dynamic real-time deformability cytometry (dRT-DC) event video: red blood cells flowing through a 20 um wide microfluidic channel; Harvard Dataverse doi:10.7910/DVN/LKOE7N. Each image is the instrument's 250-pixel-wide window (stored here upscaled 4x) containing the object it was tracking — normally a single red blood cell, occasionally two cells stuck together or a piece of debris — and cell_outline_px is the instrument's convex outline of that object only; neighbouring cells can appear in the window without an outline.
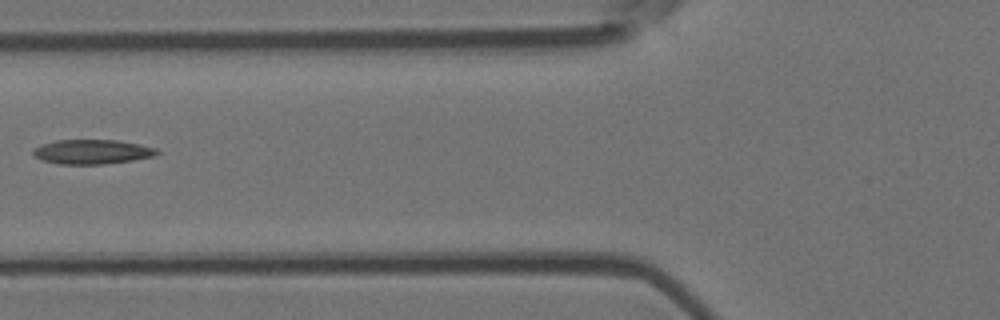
{"species": "Egyptian fruit bat (a non-hibernating species)", "species_latin": "Rousettus aegyptiacus", "temperature_condition": "room temperature", "stored_images_in_passage": 6, "camera_frame_rate_fps": 3000, "um_per_image_px": 0.085, "animal": {"sex": "female"}, "frame": {"image": 1, "passage_image": 5, "time_ms": 1.333, "image_size_px": [1000, 320], "cell_outline_px": [[160, 152], [152, 156], [132, 160], [104, 164], [60, 164], [44, 160], [36, 156], [32, 152], [32, 148], [40, 144], [56, 140], [116, 140], [140, 144], [156, 148]], "centroid_in_image_um": [7.81, 12.89], "position_along_channel_um": 118.0, "area_um2": 17.57}}
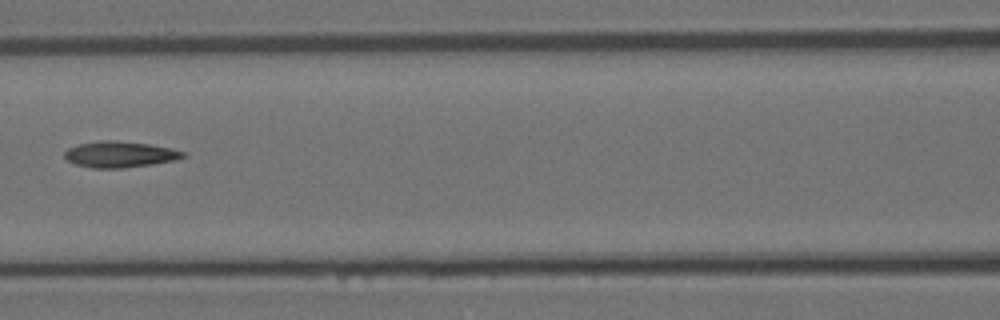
{"frame": {"image": 2, "passage_image": 6, "time_ms": 1.667, "image_size_px": [1000, 320], "cell_outline_px": [[188, 156], [176, 160], [152, 164], [124, 168], [92, 168], [76, 164], [68, 160], [64, 156], [64, 152], [68, 148], [80, 144], [100, 140], [116, 140], [148, 144], [172, 148], [184, 152]], "centroid_in_image_um": [10.21, 13.12], "position_along_channel_um": 156.4, "area_um2": 18.03}}